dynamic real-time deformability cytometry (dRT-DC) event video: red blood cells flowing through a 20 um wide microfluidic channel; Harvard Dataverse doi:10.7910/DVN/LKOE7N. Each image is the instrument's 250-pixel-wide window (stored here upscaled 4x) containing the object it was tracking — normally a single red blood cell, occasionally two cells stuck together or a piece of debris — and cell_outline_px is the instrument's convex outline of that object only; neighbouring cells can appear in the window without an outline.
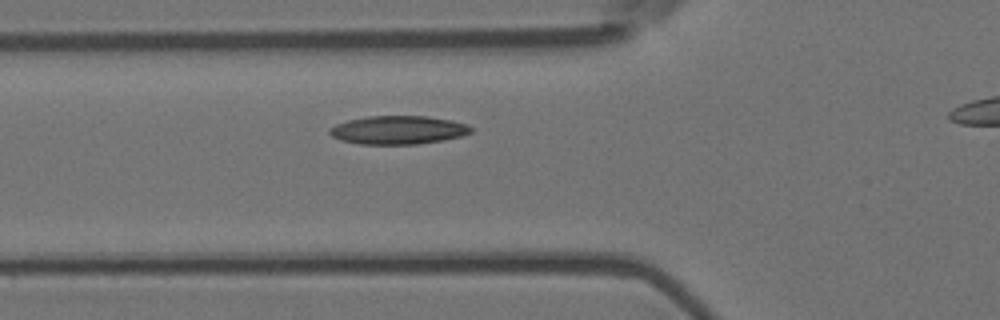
{"species": "Egyptian fruit bat (a non-hibernating species)", "species_latin": "Rousettus aegyptiacus", "temperature_condition": "room temperature", "stored_images_in_passage": 2, "camera_frame_rate_fps": 3000, "um_per_image_px": 0.085, "animal": {"sex": "female"}, "frame": {"image": 1, "passage_image": 2, "time_ms": 0.333, "image_size_px": [1000, 320], "cell_outline_px": [[472, 132], [460, 136], [440, 140], [416, 144], [360, 144], [340, 140], [332, 136], [328, 132], [328, 128], [336, 124], [348, 120], [368, 116], [428, 116], [452, 120], [468, 124], [472, 128]], "centroid_in_image_um": [33.82, 11.04], "position_along_channel_um": 92.0, "area_um2": 23.41}}